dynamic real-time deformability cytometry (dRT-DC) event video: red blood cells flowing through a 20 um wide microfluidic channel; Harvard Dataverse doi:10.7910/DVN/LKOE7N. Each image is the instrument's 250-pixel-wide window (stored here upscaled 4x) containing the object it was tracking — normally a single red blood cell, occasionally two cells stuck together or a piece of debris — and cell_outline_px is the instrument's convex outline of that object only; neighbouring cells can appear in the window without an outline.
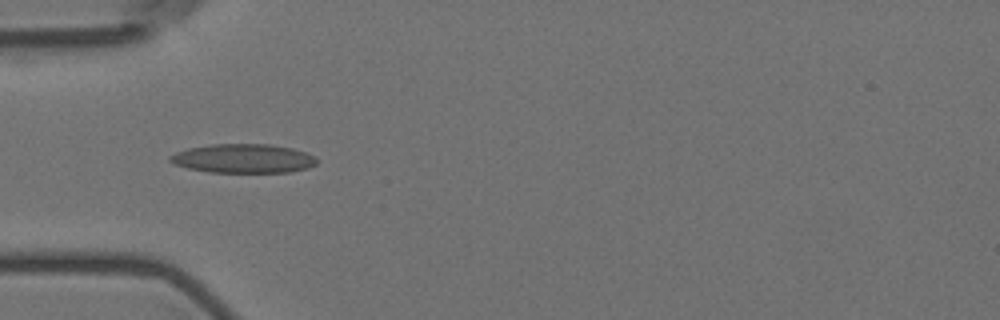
{"species": "Egyptian fruit bat (a non-hibernating species)", "species_latin": "Rousettus aegyptiacus", "temperature_condition": "room temperature", "stored_images_in_passage": 5, "camera_frame_rate_fps": 3000, "um_per_image_px": 0.085, "animal": {"sex": "female"}, "frame": {"image": 1, "passage_image": 4, "time_ms": 3.667, "image_size_px": [1000, 320], "cell_outline_px": [[316, 164], [308, 168], [292, 172], [208, 172], [188, 168], [172, 164], [168, 160], [168, 156], [176, 152], [188, 148], [212, 144], [268, 144], [292, 148], [304, 152], [312, 156], [316, 160]], "centroid_in_image_um": [20.63, 13.47], "position_along_channel_um": 64.4, "area_um2": 24.8}}
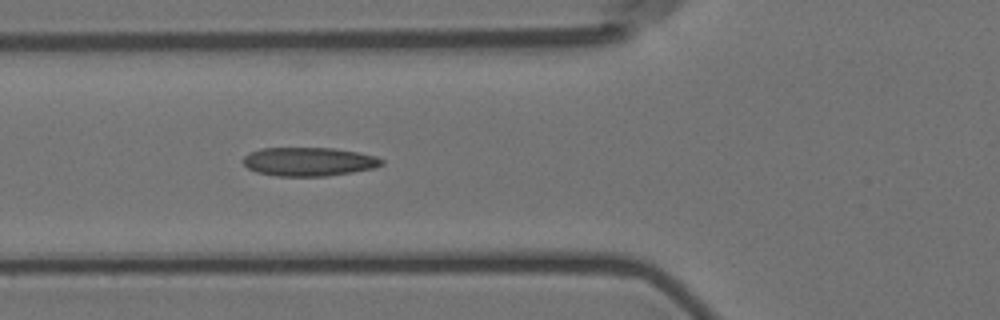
{"frame": {"image": 2, "passage_image": 5, "time_ms": 4.667, "image_size_px": [1000, 320], "cell_outline_px": [[384, 164], [372, 168], [324, 176], [276, 176], [256, 172], [248, 168], [244, 164], [244, 156], [248, 152], [260, 148], [336, 148], [376, 156], [384, 160]], "centroid_in_image_um": [26.21, 13.73], "position_along_channel_um": 99.6, "area_um2": 23.06}}